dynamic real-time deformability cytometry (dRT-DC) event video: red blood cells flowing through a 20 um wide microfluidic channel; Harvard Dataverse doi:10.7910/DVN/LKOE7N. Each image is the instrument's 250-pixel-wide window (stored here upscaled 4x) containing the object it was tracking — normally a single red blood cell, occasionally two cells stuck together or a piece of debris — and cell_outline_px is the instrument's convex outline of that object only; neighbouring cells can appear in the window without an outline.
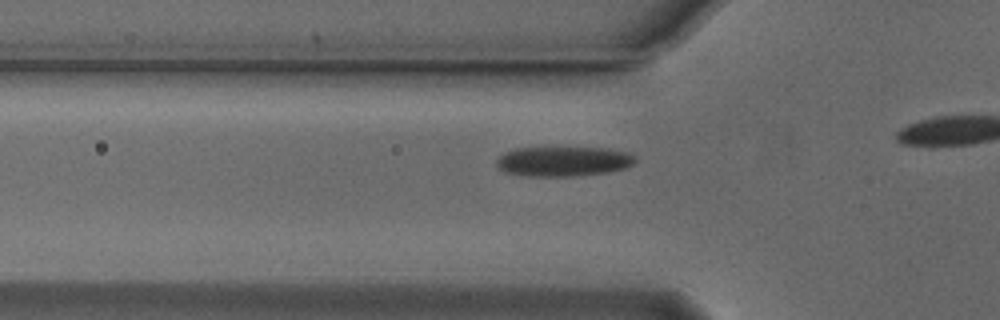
{"species": "Egyptian fruit bat (a non-hibernating species)", "species_latin": "Rousettus aegyptiacus", "temperature_condition": "cold", "stored_images_in_passage": 12, "camera_frame_rate_fps": 3000, "um_per_image_px": 0.085, "animal": {"sex": "male"}, "frame": {"image": 1, "passage_image": 7, "time_ms": 2.0, "image_size_px": [1000, 320], "cell_outline_px": [[636, 160], [632, 164], [624, 168], [608, 172], [572, 176], [528, 176], [504, 172], [496, 164], [496, 160], [504, 152], [516, 148], [604, 148], [628, 152], [636, 156]], "centroid_in_image_um": [47.88, 13.71], "position_along_channel_um": 77.9, "area_um2": 23.99}}
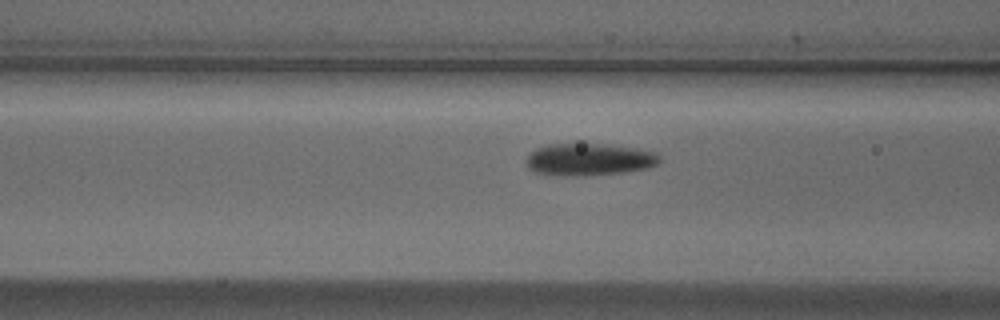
{"frame": {"image": 2, "passage_image": 10, "time_ms": 3.0, "image_size_px": [1000, 320], "cell_outline_px": [[660, 160], [656, 164], [648, 168], [620, 172], [536, 172], [528, 168], [528, 156], [536, 148], [548, 144], [604, 144], [632, 148], [652, 152], [660, 156]], "centroid_in_image_um": [50.12, 13.48], "position_along_channel_um": 116.5, "area_um2": 23.06}}